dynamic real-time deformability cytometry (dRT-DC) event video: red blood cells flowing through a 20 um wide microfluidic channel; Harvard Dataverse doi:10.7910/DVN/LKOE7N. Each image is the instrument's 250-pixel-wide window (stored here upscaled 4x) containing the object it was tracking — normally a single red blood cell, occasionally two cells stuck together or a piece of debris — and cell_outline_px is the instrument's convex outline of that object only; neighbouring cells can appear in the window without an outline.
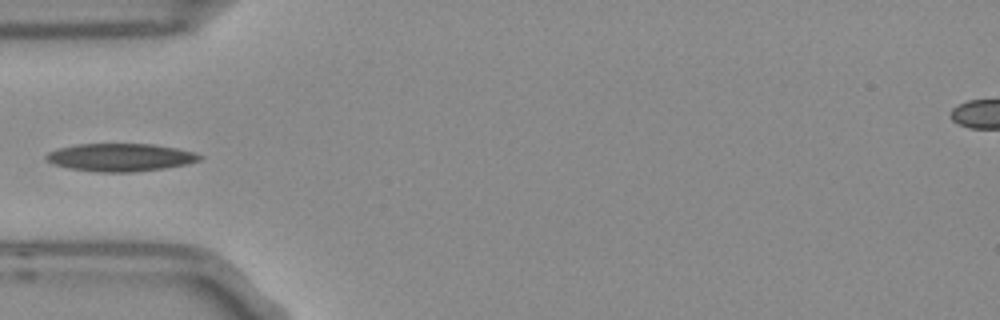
{"species": "Egyptian fruit bat (a non-hibernating species)", "species_latin": "Rousettus aegyptiacus", "temperature_condition": "room temperature", "stored_images_in_passage": 5, "camera_frame_rate_fps": 3000, "um_per_image_px": 0.085, "frame": {"image": 1, "passage_image": 5, "time_ms": 1.333, "image_size_px": [1000, 320], "cell_outline_px": [[204, 156], [200, 160], [188, 164], [164, 168], [132, 172], [96, 172], [68, 168], [52, 164], [44, 160], [44, 156], [48, 152], [60, 148], [76, 144], [152, 144], [176, 148], [196, 152]], "centroid_in_image_um": [10.22, 13.38], "position_along_channel_um": 74.8, "area_um2": 25.09}}